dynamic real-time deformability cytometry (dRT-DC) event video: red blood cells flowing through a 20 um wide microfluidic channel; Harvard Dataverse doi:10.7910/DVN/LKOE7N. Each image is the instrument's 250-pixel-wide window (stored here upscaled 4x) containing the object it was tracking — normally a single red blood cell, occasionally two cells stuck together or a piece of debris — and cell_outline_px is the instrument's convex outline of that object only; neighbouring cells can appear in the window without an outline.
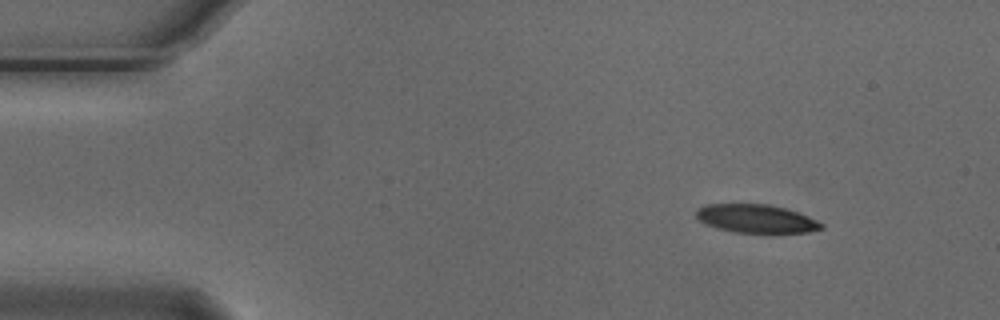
{"species": "Egyptian fruit bat (a non-hibernating species)", "species_latin": "Rousettus aegyptiacus", "temperature_condition": "cold", "stored_images_in_passage": 3, "camera_frame_rate_fps": 3000, "um_per_image_px": 0.085, "animal": {"sex": "male"}, "frame": {"image": 1, "passage_image": 1, "time_ms": 0.0, "image_size_px": [1000, 320], "cell_outline_px": [[824, 228], [808, 232], [732, 232], [716, 228], [700, 220], [696, 216], [696, 208], [708, 204], [768, 204], [784, 208], [808, 216], [824, 224]], "centroid_in_image_um": [64.26, 18.58], "position_along_channel_um": 20.7, "area_um2": 20.46}}
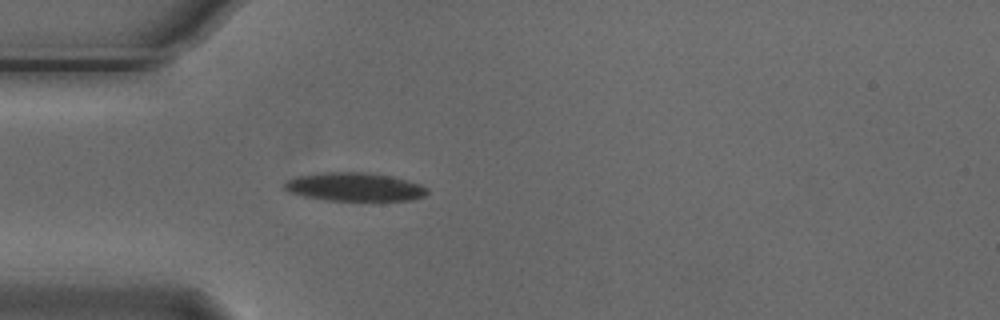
{"frame": {"image": 2, "passage_image": 3, "time_ms": 0.667, "image_size_px": [1000, 320], "cell_outline_px": [[428, 192], [424, 196], [412, 200], [324, 200], [304, 196], [288, 192], [284, 188], [284, 180], [296, 176], [324, 172], [364, 172], [392, 176], [408, 180], [420, 184], [428, 188]], "centroid_in_image_um": [30.12, 15.88], "position_along_channel_um": 54.9, "area_um2": 23.81}}